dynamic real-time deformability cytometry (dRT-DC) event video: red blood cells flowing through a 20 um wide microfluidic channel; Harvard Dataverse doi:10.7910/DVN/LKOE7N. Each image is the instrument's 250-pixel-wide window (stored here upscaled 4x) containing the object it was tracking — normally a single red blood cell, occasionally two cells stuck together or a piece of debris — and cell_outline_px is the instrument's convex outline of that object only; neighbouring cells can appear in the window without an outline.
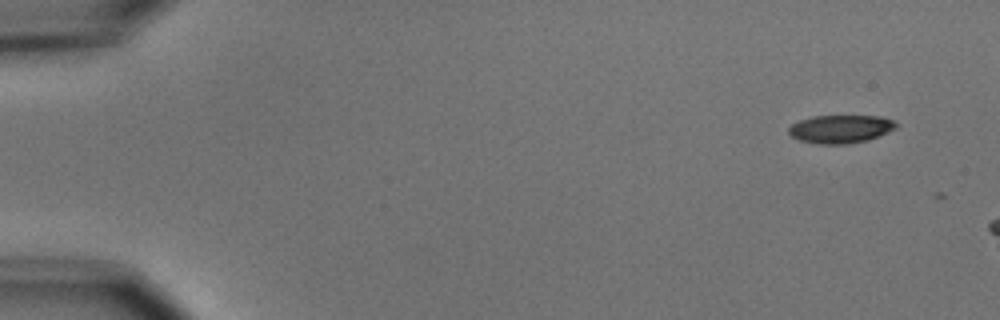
{"species": "common noctule bat (a hibernating species)", "species_latin": "Nyctalus noctula", "temperature_condition": "cold", "stored_images_in_passage": 2, "camera_frame_rate_fps": 3000, "um_per_image_px": 0.085, "animal": {"sex": "male", "body_mass_g": 15.6}, "frame": {"image": 1, "passage_image": 1, "time_ms": 0.0, "image_size_px": [1000, 320], "cell_outline_px": [[900, 124], [896, 128], [888, 132], [868, 140], [844, 144], [816, 144], [800, 140], [792, 136], [788, 132], [788, 128], [792, 124], [800, 120], [812, 116], [880, 116], [896, 120]], "centroid_in_image_um": [71.48, 10.96], "position_along_channel_um": 13.5, "area_um2": 17.74}}